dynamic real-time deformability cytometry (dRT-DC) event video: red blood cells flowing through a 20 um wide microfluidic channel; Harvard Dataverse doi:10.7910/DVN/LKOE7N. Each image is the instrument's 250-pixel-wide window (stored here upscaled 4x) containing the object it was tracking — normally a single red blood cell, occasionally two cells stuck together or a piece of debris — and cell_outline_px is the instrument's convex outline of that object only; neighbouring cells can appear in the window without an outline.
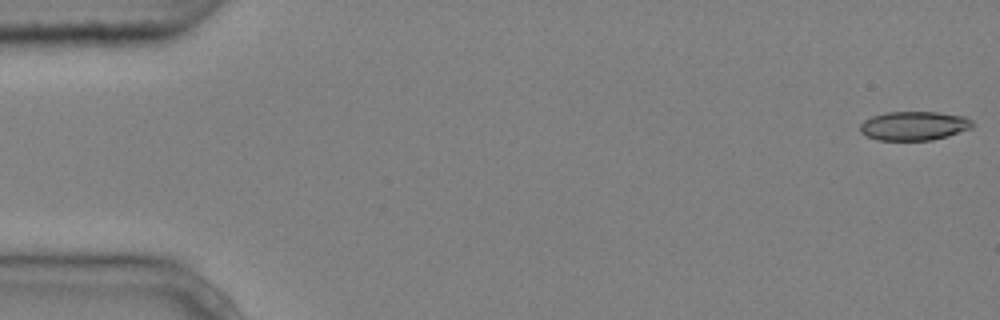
{"species": "common noctule bat (a hibernating species)", "species_latin": "Nyctalus noctula", "temperature_condition": "cold", "stored_images_in_passage": 5, "camera_frame_rate_fps": 3000, "um_per_image_px": 0.085, "animal": {"sex": "male", "body_mass_g": 20.4}, "frame": {"image": 1, "passage_image": 1, "time_ms": 0.0, "image_size_px": [1000, 320], "cell_outline_px": [[976, 124], [972, 128], [948, 136], [932, 140], [876, 140], [860, 132], [860, 124], [864, 120], [872, 116], [888, 112], [936, 112], [964, 116], [972, 120]], "centroid_in_image_um": [77.72, 10.69], "position_along_channel_um": 7.3, "area_um2": 19.07}}
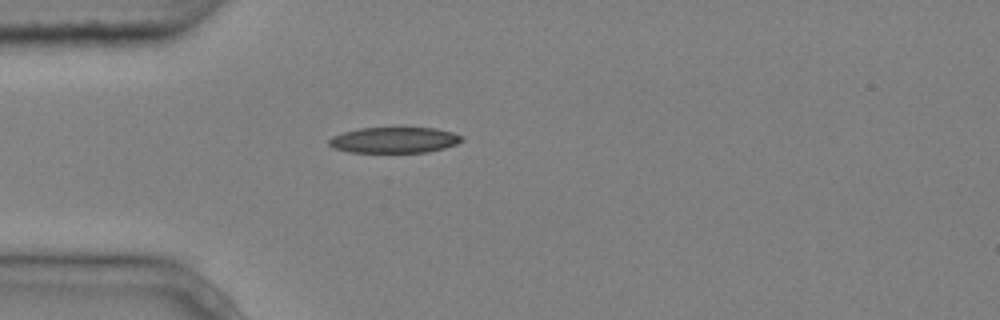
{"frame": {"image": 2, "passage_image": 5, "time_ms": 1.333, "image_size_px": [1000, 320], "cell_outline_px": [[464, 140], [456, 144], [444, 148], [428, 152], [348, 152], [332, 148], [328, 144], [328, 140], [332, 136], [344, 132], [360, 128], [436, 128], [452, 132], [464, 136]], "centroid_in_image_um": [33.51, 11.9], "position_along_channel_um": 51.5, "area_um2": 20.06}}